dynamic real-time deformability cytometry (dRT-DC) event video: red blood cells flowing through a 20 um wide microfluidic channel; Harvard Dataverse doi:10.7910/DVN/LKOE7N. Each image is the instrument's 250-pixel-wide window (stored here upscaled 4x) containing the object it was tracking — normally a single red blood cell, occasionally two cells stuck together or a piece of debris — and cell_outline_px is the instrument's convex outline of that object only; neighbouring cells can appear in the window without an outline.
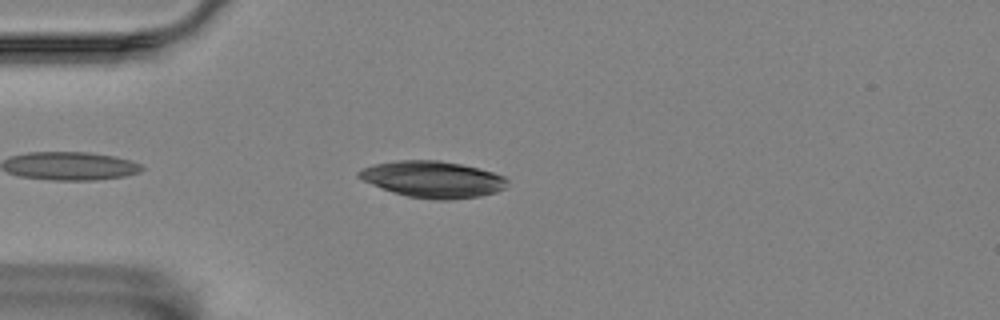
{"species": "Egyptian fruit bat (a non-hibernating species)", "species_latin": "Rousettus aegyptiacus", "temperature_condition": "room temperature", "stored_images_in_passage": 5, "camera_frame_rate_fps": 3000, "um_per_image_px": 0.085, "animal": {"sex": "female"}, "frame": {"image": 1, "passage_image": 4, "time_ms": 3.667, "image_size_px": [1000, 320], "cell_outline_px": [[508, 180], [504, 188], [496, 192], [480, 196], [452, 200], [436, 200], [408, 196], [392, 192], [372, 184], [356, 176], [356, 172], [360, 168], [372, 164], [400, 160], [440, 160], [480, 168], [504, 176]], "centroid_in_image_um": [36.77, 15.23], "position_along_channel_um": 48.2, "area_um2": 31.67}}